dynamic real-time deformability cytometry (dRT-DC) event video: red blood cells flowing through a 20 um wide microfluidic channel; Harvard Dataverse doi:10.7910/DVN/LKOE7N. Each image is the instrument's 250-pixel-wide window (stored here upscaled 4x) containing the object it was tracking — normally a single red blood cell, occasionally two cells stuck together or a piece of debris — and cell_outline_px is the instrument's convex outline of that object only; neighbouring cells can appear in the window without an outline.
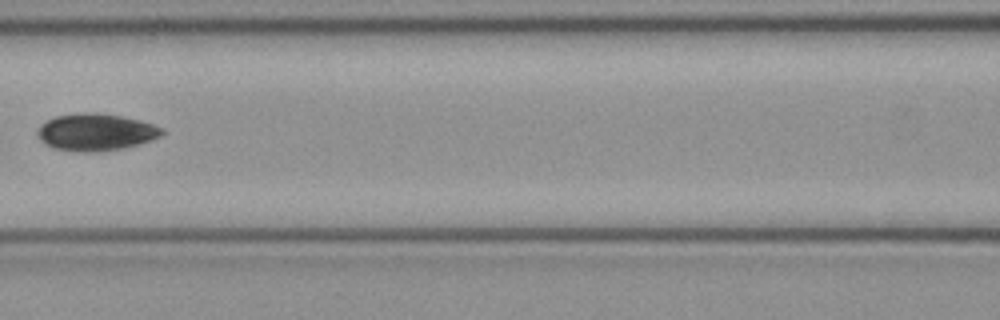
{"species": "common noctule bat (a hibernating species)", "species_latin": "Nyctalus noctula", "temperature_condition": "cold", "stored_images_in_passage": 5, "camera_frame_rate_fps": 3000, "um_per_image_px": 0.085, "animal": {"sex": "female", "body_mass_g": 21.9}, "frame": {"image": 1, "passage_image": 4, "time_ms": 1.0, "image_size_px": [1000, 320], "cell_outline_px": [[164, 132], [160, 136], [152, 140], [120, 148], [92, 152], [84, 152], [52, 148], [44, 144], [40, 140], [36, 132], [40, 124], [56, 116], [84, 112], [120, 116], [140, 120], [164, 128]], "centroid_in_image_um": [8.11, 11.23], "position_along_channel_um": 158.5, "area_um2": 26.59}}
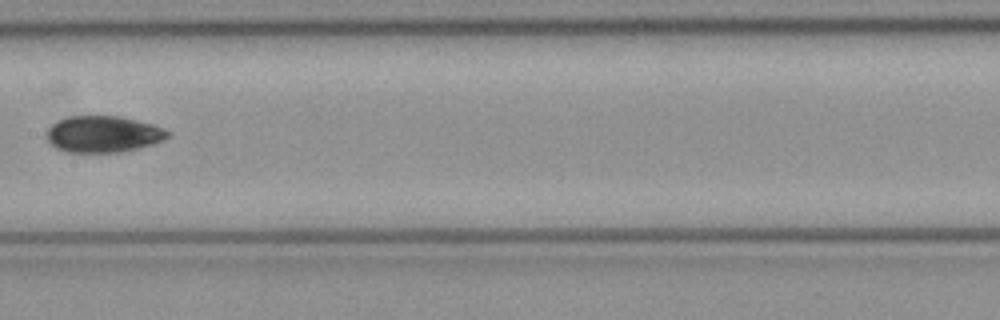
{"frame": {"image": 2, "passage_image": 5, "time_ms": 1.333, "image_size_px": [1000, 320], "cell_outline_px": [[172, 132], [168, 136], [152, 144], [140, 148], [120, 152], [64, 152], [56, 148], [44, 136], [48, 128], [56, 120], [68, 116], [120, 116], [152, 124], [164, 128]], "centroid_in_image_um": [8.73, 11.4], "position_along_channel_um": 198.7, "area_um2": 25.89}}